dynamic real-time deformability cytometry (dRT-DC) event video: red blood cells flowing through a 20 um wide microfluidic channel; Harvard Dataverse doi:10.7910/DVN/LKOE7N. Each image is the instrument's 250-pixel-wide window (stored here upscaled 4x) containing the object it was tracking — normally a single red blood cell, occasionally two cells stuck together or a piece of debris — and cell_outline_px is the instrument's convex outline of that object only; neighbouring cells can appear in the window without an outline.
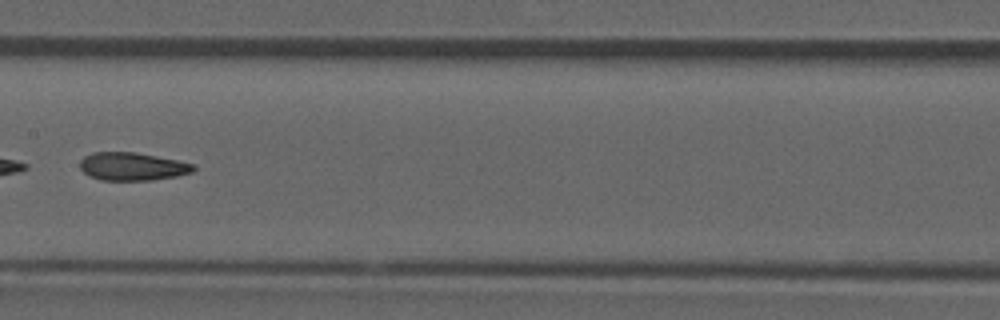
{"species": "common noctule bat (a hibernating species)", "species_latin": "Nyctalus noctula", "temperature_condition": "room temperature", "stored_images_in_passage": 7, "camera_frame_rate_fps": 3000, "um_per_image_px": 0.085, "animal": {"sex": "male", "forearm_length_mm": 52.5}, "frame": {"image": 1, "passage_image": 7, "time_ms": 2.0, "image_size_px": [1000, 320], "cell_outline_px": [[196, 168], [192, 172], [176, 176], [152, 180], [100, 180], [88, 176], [80, 168], [80, 160], [84, 156], [92, 152], [136, 152], [196, 164]], "centroid_in_image_um": [11.23, 14.15], "position_along_channel_um": 196.2, "area_um2": 18.61}}